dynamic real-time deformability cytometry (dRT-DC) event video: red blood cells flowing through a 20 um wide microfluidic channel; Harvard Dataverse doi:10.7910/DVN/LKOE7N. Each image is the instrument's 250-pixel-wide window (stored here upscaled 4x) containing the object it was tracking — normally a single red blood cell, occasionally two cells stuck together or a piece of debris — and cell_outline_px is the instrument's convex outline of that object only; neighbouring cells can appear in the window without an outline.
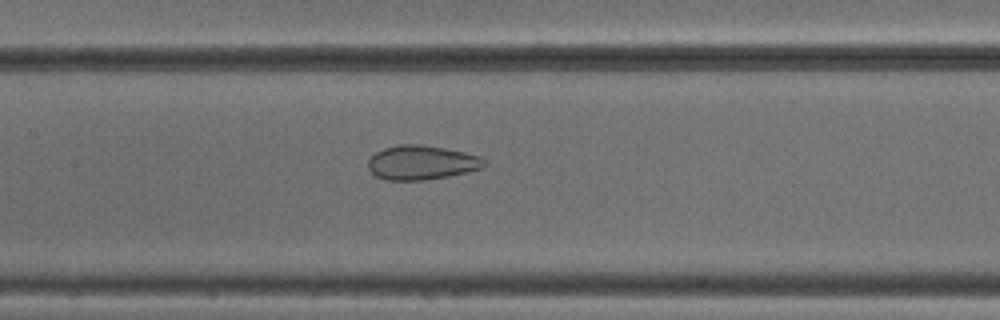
{"species": "common noctule bat (a hibernating species)", "species_latin": "Nyctalus noctula", "temperature_condition": "cold", "stored_images_in_passage": 51, "camera_frame_rate_fps": 3000, "um_per_image_px": 0.085, "animal": {"sex": "male", "body_mass_g": 18.8}, "frame": {"image": 1, "passage_image": 24, "time_ms": 7.667, "image_size_px": [1000, 320], "cell_outline_px": [[484, 168], [424, 180], [384, 180], [376, 176], [368, 168], [368, 160], [376, 152], [384, 148], [400, 144], [420, 144], [444, 148], [464, 152], [480, 156], [484, 160]], "centroid_in_image_um": [35.8, 13.81], "position_along_channel_um": 171.6, "area_um2": 22.95}}
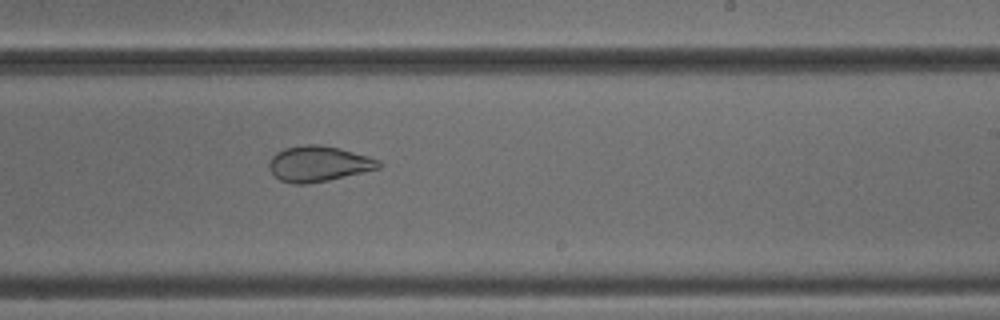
{"frame": {"image": 2, "passage_image": 31, "time_ms": 10.0, "image_size_px": [1000, 320], "cell_outline_px": [[384, 164], [380, 168], [328, 180], [308, 184], [292, 184], [280, 180], [272, 172], [268, 164], [272, 156], [276, 152], [284, 148], [308, 144], [320, 144], [340, 148], [368, 156], [380, 160]], "centroid_in_image_um": [27.09, 13.91], "position_along_channel_um": 261.9, "area_um2": 22.77}}
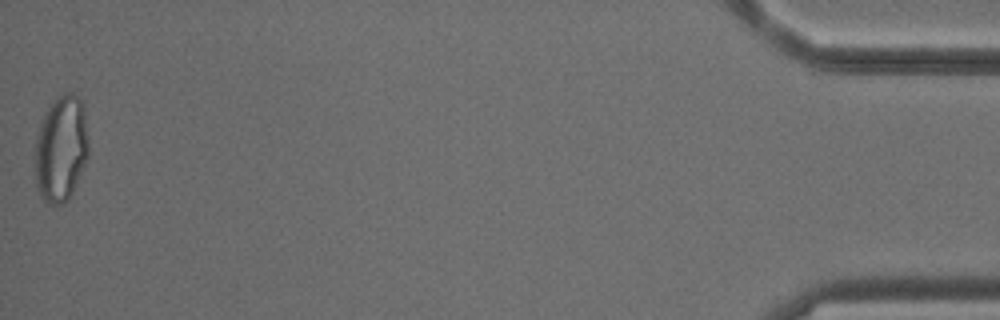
{"frame": {"image": 3, "passage_image": 51, "time_ms": 16.667, "image_size_px": [1000, 320], "cell_outline_px": [[88, 156], [72, 192], [68, 200], [60, 204], [52, 204], [44, 200], [40, 196], [36, 188], [36, 136], [44, 112], [64, 92], [72, 92], [80, 100], [84, 108], [88, 136]], "centroid_in_image_um": [5.19, 12.63], "position_along_channel_um": 430.0, "area_um2": 32.89}, "authors_computed_cell_mechanics": {"area_um2": 29.4202, "velocity_mm_per_s": 3.884, "shape_relaxation_time_tau1_ms": null, "shape_relaxation_time_tau2_ms": 1.392, "deformation_change_tau1": null, "deformation_change_tau2": 0.0737}}